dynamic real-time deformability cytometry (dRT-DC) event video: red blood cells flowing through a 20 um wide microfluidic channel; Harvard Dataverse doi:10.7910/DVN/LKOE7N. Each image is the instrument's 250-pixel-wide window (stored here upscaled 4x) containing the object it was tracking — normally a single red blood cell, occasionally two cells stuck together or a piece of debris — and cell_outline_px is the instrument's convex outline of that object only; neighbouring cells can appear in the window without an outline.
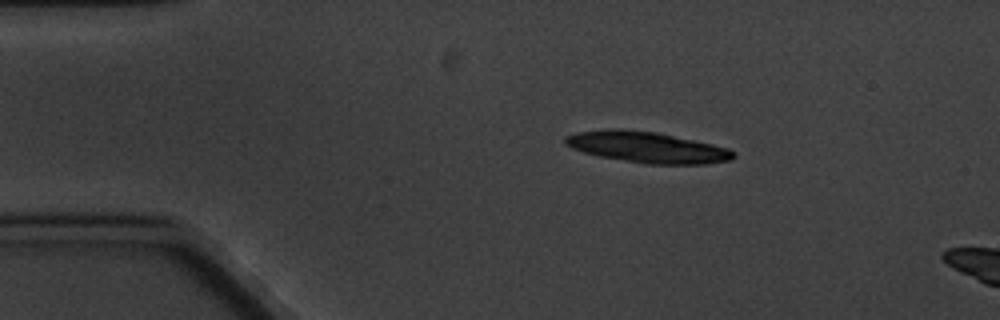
{"species": "common noctule bat (a hibernating species)", "species_latin": "Nyctalus noctula", "temperature_condition": "cold", "stored_images_in_passage": 6, "camera_frame_rate_fps": 3000, "um_per_image_px": 0.085, "animal": {"sex": "male", "body_mass_g": 20.1, "forearm_length_mm": 53.5}, "frame": {"image": 1, "passage_image": 2, "time_ms": 1.667, "image_size_px": [1000, 320], "cell_outline_px": [[736, 156], [732, 160], [704, 164], [648, 164], [600, 156], [584, 152], [572, 148], [564, 144], [564, 136], [576, 132], [612, 128], [620, 128], [656, 132], [712, 144], [728, 148], [736, 152]], "centroid_in_image_um": [55.0, 12.51], "position_along_channel_um": 30.0, "area_um2": 30.4}}